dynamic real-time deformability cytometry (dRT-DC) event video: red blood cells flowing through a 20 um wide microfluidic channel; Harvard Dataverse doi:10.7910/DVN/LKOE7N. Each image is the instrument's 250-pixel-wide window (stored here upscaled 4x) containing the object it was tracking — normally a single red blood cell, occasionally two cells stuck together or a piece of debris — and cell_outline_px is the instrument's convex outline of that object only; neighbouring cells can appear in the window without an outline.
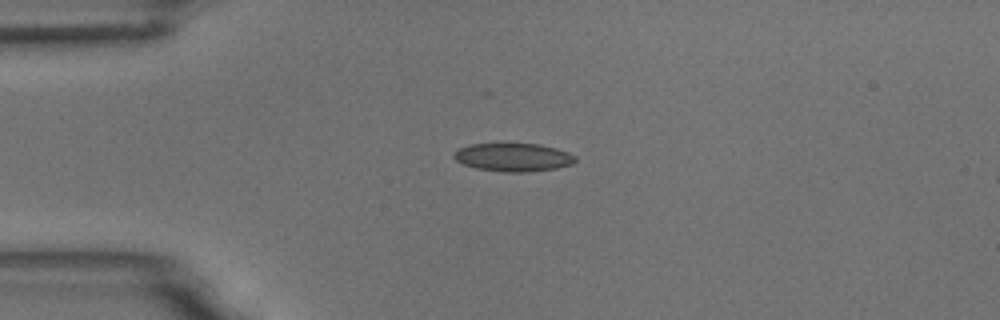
{"species": "common noctule bat (a hibernating species)", "species_latin": "Nyctalus noctula", "temperature_condition": "room temperature", "stored_images_in_passage": 7, "camera_frame_rate_fps": 3000, "um_per_image_px": 0.085, "animal": {"sex": "male", "body_mass_g": 18.8}, "frame": {"image": 1, "passage_image": 1, "time_ms": 0.0, "image_size_px": [1000, 320], "cell_outline_px": [[576, 160], [572, 164], [556, 168], [528, 172], [504, 172], [476, 168], [464, 164], [456, 160], [452, 156], [460, 148], [468, 144], [540, 144], [556, 148], [568, 152], [576, 156]], "centroid_in_image_um": [43.65, 13.37], "position_along_channel_um": 41.4, "area_um2": 19.88}}
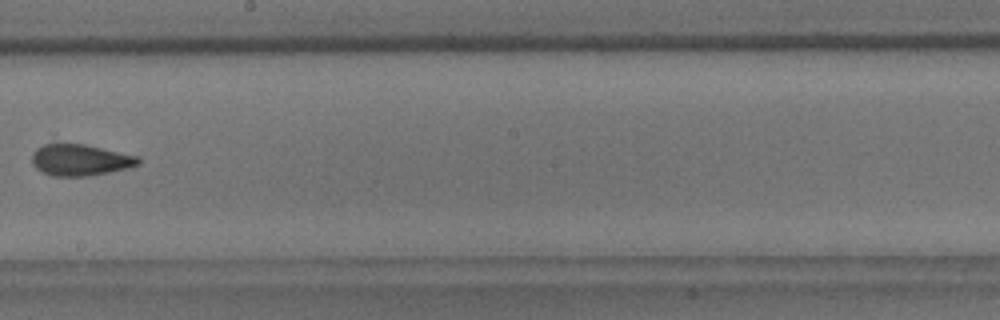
{"frame": {"image": 2, "passage_image": 6, "time_ms": 6.0, "image_size_px": [1000, 320], "cell_outline_px": [[140, 164], [128, 168], [88, 176], [52, 176], [40, 172], [32, 164], [32, 152], [36, 148], [44, 144], [84, 144], [140, 156]], "centroid_in_image_um": [6.81, 13.6], "position_along_channel_um": 241.4, "area_um2": 19.59}}
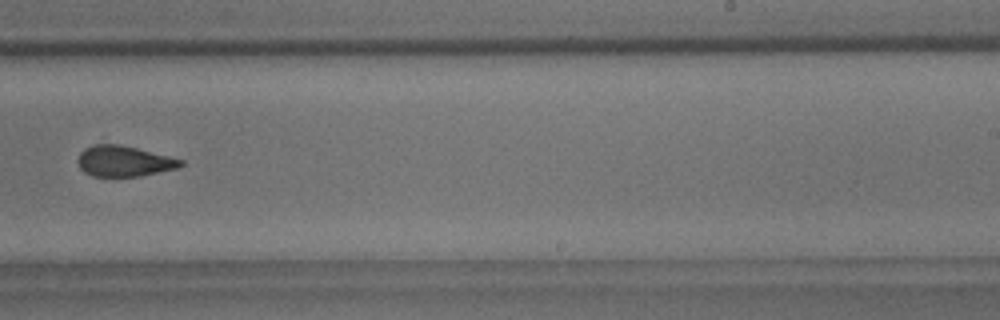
{"frame": {"image": 3, "passage_image": 7, "time_ms": 7.0, "image_size_px": [1000, 320], "cell_outline_px": [[184, 164], [176, 168], [140, 176], [92, 176], [84, 172], [80, 168], [76, 160], [80, 152], [84, 148], [92, 144], [120, 144], [184, 160]], "centroid_in_image_um": [10.48, 13.69], "position_along_channel_um": 278.5, "area_um2": 18.38}}